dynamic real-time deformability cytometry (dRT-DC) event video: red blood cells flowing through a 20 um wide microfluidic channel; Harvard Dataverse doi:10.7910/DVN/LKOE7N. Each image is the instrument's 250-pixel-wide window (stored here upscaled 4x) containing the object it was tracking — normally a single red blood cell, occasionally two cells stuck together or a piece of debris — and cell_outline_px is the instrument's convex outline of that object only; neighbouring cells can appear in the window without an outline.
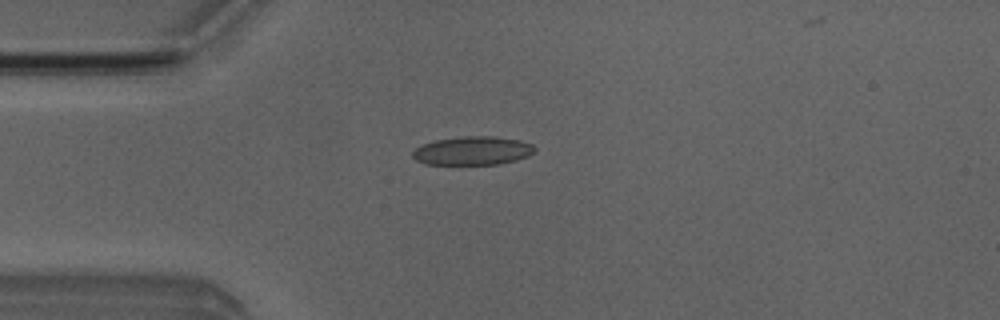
{"species": "Egyptian fruit bat (a non-hibernating species)", "species_latin": "Rousettus aegyptiacus", "temperature_condition": "room temperature", "stored_images_in_passage": 3, "camera_frame_rate_fps": 3000, "um_per_image_px": 0.085, "animal": {"sex": "male"}, "frame": {"image": 1, "passage_image": 1, "time_ms": 0.0, "image_size_px": [1000, 320], "cell_outline_px": [[536, 148], [528, 156], [516, 160], [500, 164], [424, 164], [416, 160], [412, 156], [412, 152], [416, 148], [424, 144], [436, 140], [464, 136], [496, 136], [520, 140], [532, 144]], "centroid_in_image_um": [40.19, 12.81], "position_along_channel_um": 44.8, "area_um2": 20.29}}